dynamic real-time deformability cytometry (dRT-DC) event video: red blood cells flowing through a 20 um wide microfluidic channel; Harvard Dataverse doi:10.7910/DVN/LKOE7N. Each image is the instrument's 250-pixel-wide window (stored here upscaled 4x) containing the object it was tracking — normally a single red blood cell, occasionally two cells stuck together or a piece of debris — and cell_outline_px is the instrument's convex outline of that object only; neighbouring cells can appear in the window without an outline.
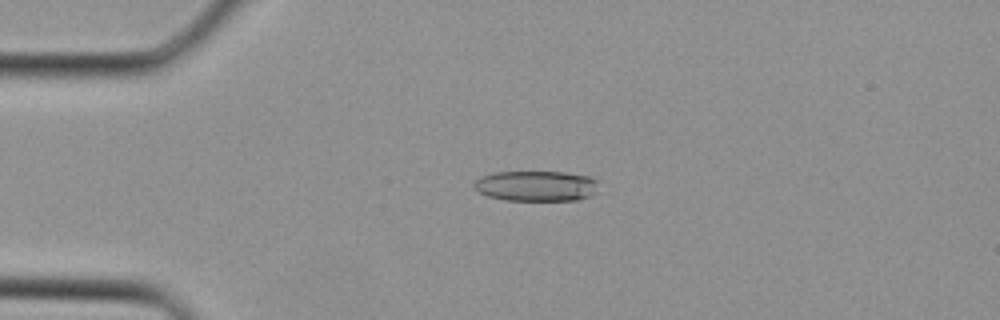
{"species": "Egyptian fruit bat (a non-hibernating species)", "species_latin": "Rousettus aegyptiacus", "temperature_condition": "cold", "stored_images_in_passage": 34, "camera_frame_rate_fps": 3000, "um_per_image_px": 0.085, "animal": {"sex": "female"}, "frame": {"image": 1, "passage_image": 7, "time_ms": 2.0, "image_size_px": [1000, 320], "cell_outline_px": [[596, 192], [592, 196], [576, 200], [504, 200], [488, 196], [480, 192], [472, 184], [480, 176], [496, 172], [564, 172], [588, 176], [596, 180]], "centroid_in_image_um": [45.57, 15.8], "position_along_channel_um": 39.4, "area_um2": 22.02}}
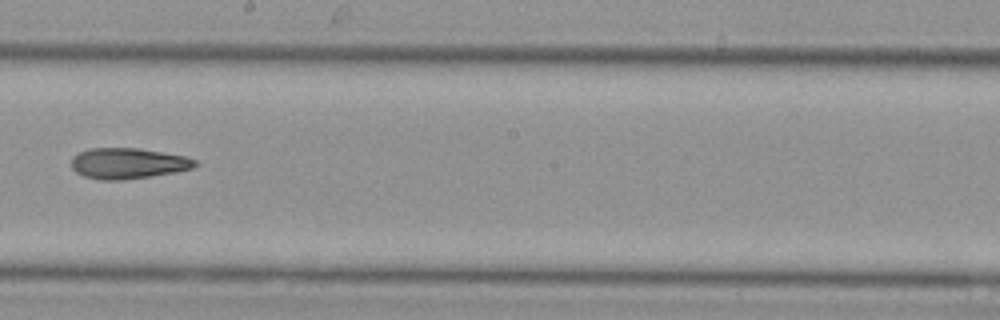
{"frame": {"image": 2, "passage_image": 19, "time_ms": 6.0, "image_size_px": [1000, 320], "cell_outline_px": [[200, 164], [192, 168], [152, 176], [124, 180], [100, 180], [84, 176], [76, 172], [72, 168], [72, 156], [88, 148], [140, 148], [184, 156], [196, 160]], "centroid_in_image_um": [10.86, 13.88], "position_along_channel_um": 237.3, "area_um2": 22.2}}
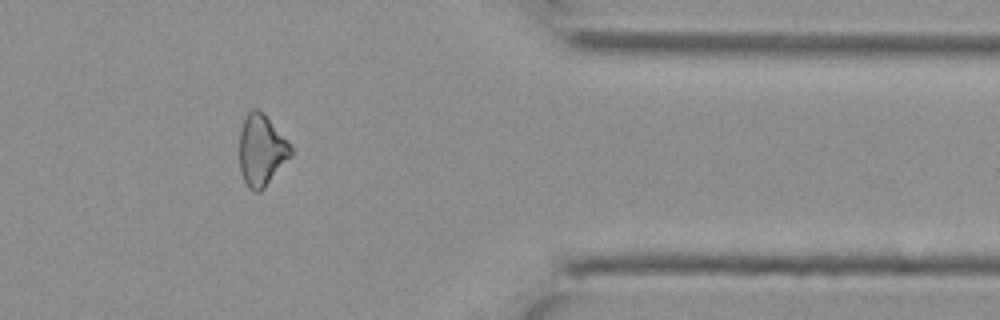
{"frame": {"image": 3, "passage_image": 28, "time_ms": 9.0, "image_size_px": [1000, 320], "cell_outline_px": [[292, 156], [264, 188], [260, 192], [256, 192], [248, 188], [244, 180], [240, 168], [240, 132], [244, 120], [248, 112], [252, 108], [256, 108], [268, 120], [292, 148]], "centroid_in_image_um": [22.21, 12.83], "position_along_channel_um": 389.2, "area_um2": 20.75}}